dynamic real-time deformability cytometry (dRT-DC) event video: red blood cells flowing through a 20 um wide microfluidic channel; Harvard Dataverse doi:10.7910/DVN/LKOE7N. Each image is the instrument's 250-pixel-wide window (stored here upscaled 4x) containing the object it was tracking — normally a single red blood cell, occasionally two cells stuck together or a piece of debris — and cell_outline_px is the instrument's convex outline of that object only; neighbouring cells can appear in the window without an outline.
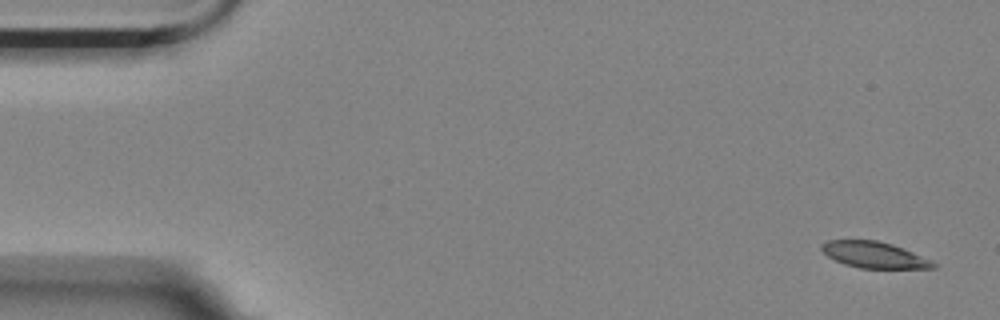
{"species": "Egyptian fruit bat (a non-hibernating species)", "species_latin": "Rousettus aegyptiacus", "temperature_condition": "room temperature", "stored_images_in_passage": 4, "camera_frame_rate_fps": 3000, "um_per_image_px": 0.085, "animal": {"sex": "female"}, "frame": {"image": 1, "passage_image": 1, "time_ms": 0.0, "image_size_px": [1000, 320], "cell_outline_px": [[940, 264], [936, 268], [860, 268], [844, 264], [828, 256], [820, 248], [820, 244], [828, 240], [876, 240], [892, 244], [932, 260]], "centroid_in_image_um": [74.33, 21.66], "position_along_channel_um": 10.7, "area_um2": 17.05}}